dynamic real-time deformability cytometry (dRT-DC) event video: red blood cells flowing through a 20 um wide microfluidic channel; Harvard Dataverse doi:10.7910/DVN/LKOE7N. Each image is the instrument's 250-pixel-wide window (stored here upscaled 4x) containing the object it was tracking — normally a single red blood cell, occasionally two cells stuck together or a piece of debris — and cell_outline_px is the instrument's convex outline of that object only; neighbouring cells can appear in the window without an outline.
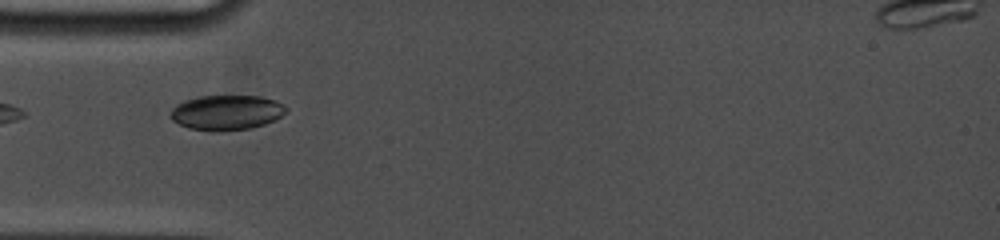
{"species": "common noctule bat (a hibernating species)", "species_latin": "Nyctalus noctula", "temperature_condition": "cold", "stored_images_in_passage": 7, "camera_frame_rate_fps": 5000, "um_per_image_px": 0.085, "animal": {"sex": "female", "body_mass_g": 19.0, "forearm_length_mm": 53.3}, "frame": {"image": 1, "passage_image": 1, "time_ms": 0.0, "image_size_px": [1000, 240], "cell_outline_px": [[288, 108], [280, 116], [264, 124], [252, 128], [220, 132], [212, 132], [188, 128], [172, 120], [168, 116], [172, 108], [176, 104], [184, 100], [200, 96], [260, 96], [276, 100], [284, 104]], "centroid_in_image_um": [19.22, 9.57], "position_along_channel_um": 65.8, "area_um2": 23.81}}